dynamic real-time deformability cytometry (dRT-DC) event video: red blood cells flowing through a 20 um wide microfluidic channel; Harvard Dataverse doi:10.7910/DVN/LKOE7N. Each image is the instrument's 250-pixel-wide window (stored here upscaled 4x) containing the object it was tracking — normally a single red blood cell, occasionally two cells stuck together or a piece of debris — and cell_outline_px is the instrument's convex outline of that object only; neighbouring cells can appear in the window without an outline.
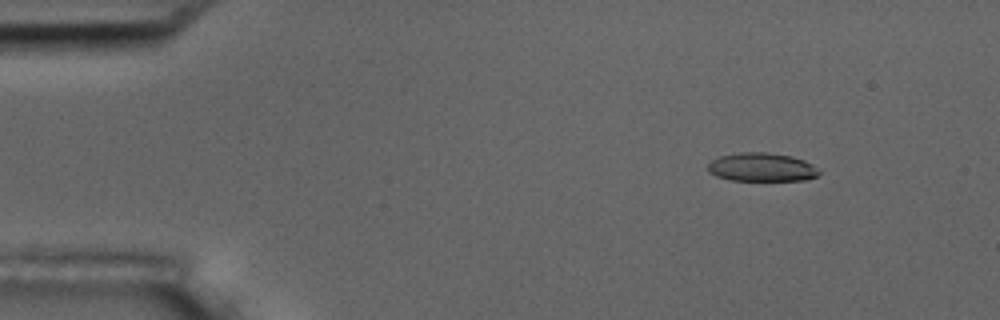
{"species": "common noctule bat (a hibernating species)", "species_latin": "Nyctalus noctula", "temperature_condition": "room temperature", "stored_images_in_passage": 8, "camera_frame_rate_fps": 3000, "um_per_image_px": 0.085, "animal": {"sex": "male", "body_mass_g": 17.5, "forearm_length_mm": 52.3}, "frame": {"image": 1, "passage_image": 2, "time_ms": 1.0, "image_size_px": [1000, 320], "cell_outline_px": [[820, 172], [816, 176], [808, 180], [728, 180], [716, 176], [708, 172], [708, 164], [712, 160], [720, 156], [740, 152], [764, 152], [792, 156], [804, 160], [812, 164]], "centroid_in_image_um": [64.73, 14.21], "position_along_channel_um": 20.3, "area_um2": 18.5}}
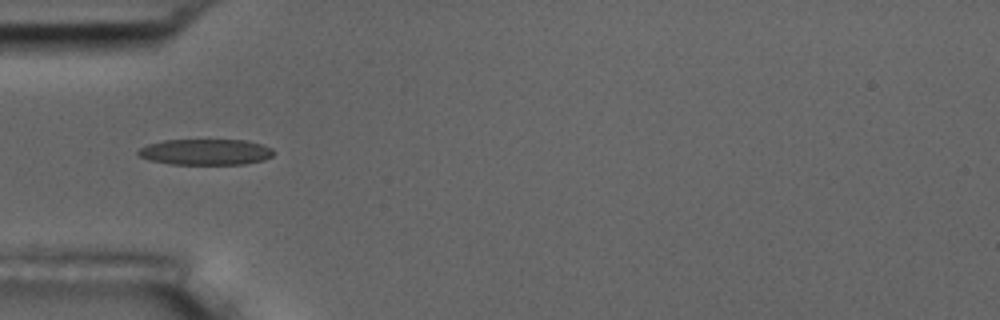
{"frame": {"image": 2, "passage_image": 5, "time_ms": 4.667, "image_size_px": [1000, 320], "cell_outline_px": [[272, 156], [264, 160], [244, 164], [172, 164], [148, 160], [140, 156], [136, 152], [140, 148], [148, 144], [164, 140], [244, 140], [260, 144], [272, 148]], "centroid_in_image_um": [17.45, 12.92], "position_along_channel_um": 67.5, "area_um2": 20.35}}
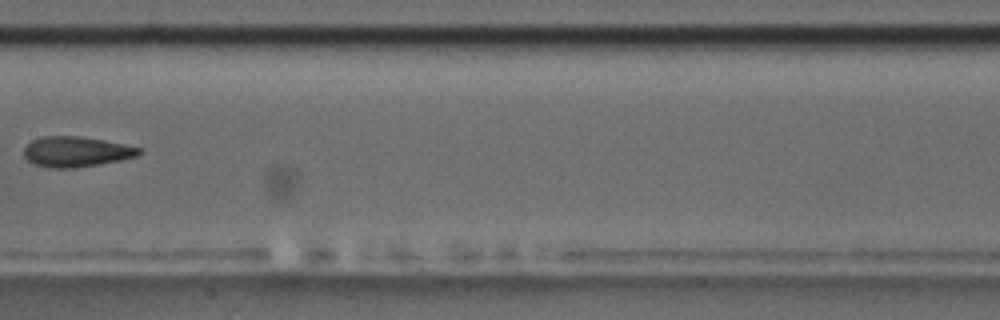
{"frame": {"image": 3, "passage_image": 8, "time_ms": 8.333, "image_size_px": [1000, 320], "cell_outline_px": [[144, 152], [136, 156], [120, 160], [100, 164], [76, 168], [48, 168], [32, 164], [24, 156], [24, 148], [32, 140], [40, 136], [80, 136], [104, 140], [124, 144], [140, 148]], "centroid_in_image_um": [6.46, 12.9], "position_along_channel_um": 200.9, "area_um2": 20.52}}